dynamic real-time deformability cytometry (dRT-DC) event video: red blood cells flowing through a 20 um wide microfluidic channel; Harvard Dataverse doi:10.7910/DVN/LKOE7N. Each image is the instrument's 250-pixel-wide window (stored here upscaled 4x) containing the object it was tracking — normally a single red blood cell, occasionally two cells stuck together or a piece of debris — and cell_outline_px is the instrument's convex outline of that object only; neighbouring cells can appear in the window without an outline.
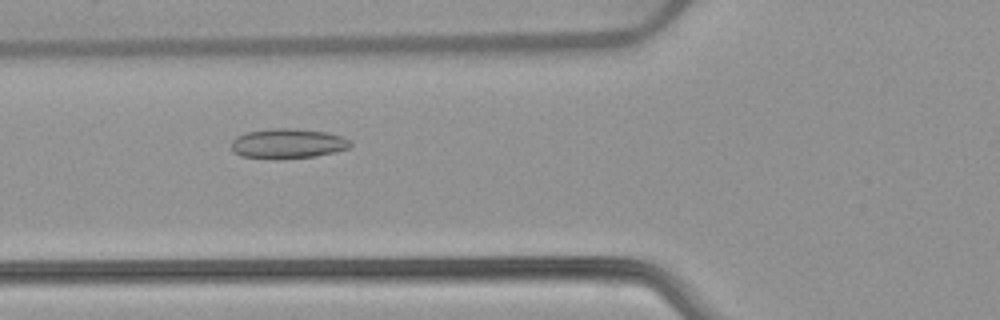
{"species": "common noctule bat (a hibernating species)", "species_latin": "Nyctalus noctula", "temperature_condition": "warm", "stored_images_in_passage": 53, "camera_frame_rate_fps": 3000, "um_per_image_px": 0.085, "animal": {"sex": "female", "body_mass_g": 22.7, "forearm_length_mm": 54.2}, "frame": {"image": 1, "passage_image": 20, "time_ms": 6.333, "image_size_px": [1000, 320], "cell_outline_px": [[352, 144], [348, 148], [336, 152], [316, 156], [276, 160], [240, 156], [232, 152], [232, 140], [236, 136], [248, 132], [272, 128], [292, 128], [324, 132], [340, 136], [352, 140]], "centroid_in_image_um": [24.44, 12.22], "position_along_channel_um": 101.4, "area_um2": 20.98}}
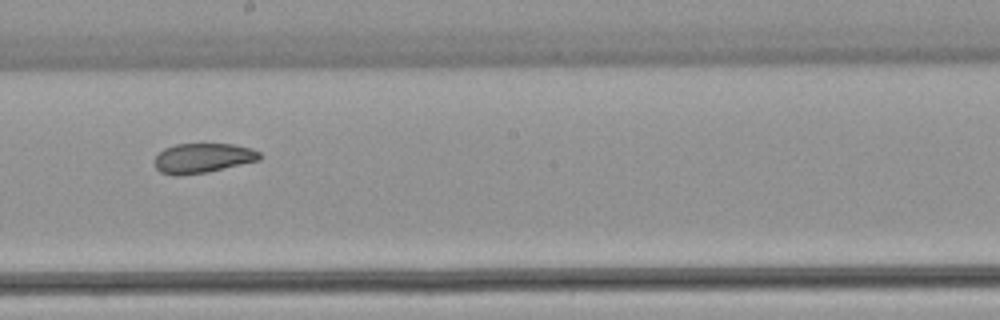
{"frame": {"image": 2, "passage_image": 30, "time_ms": 9.667, "image_size_px": [1000, 320], "cell_outline_px": [[264, 156], [260, 160], [208, 172], [180, 176], [172, 176], [160, 172], [156, 168], [152, 160], [164, 148], [176, 144], [232, 144], [252, 148], [260, 152]], "centroid_in_image_um": [17.23, 13.45], "position_along_channel_um": 231.0, "area_um2": 18.55}}
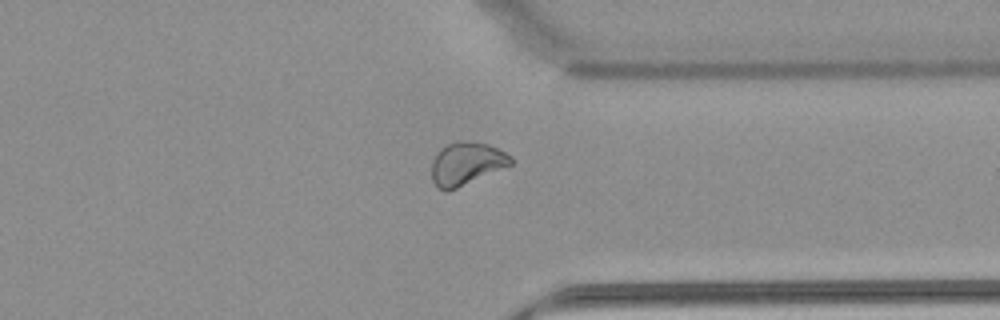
{"frame": {"image": 3, "passage_image": 41, "time_ms": 13.333, "image_size_px": [1000, 320], "cell_outline_px": [[512, 164], [448, 192], [444, 192], [436, 188], [432, 180], [432, 160], [436, 152], [440, 148], [456, 140], [464, 140], [488, 144], [512, 156]], "centroid_in_image_um": [39.59, 13.91], "position_along_channel_um": 371.8, "area_um2": 19.94}, "authors_computed_cell_mechanics": {"area_um2": 21.3282, "velocity_mm_per_s": 3.8925, "shape_relaxation_time_tau1_ms": null, "shape_relaxation_time_tau2_ms": 2.0371, "deformation_change_tau1": null, "deformation_change_tau2": 0.0787}}